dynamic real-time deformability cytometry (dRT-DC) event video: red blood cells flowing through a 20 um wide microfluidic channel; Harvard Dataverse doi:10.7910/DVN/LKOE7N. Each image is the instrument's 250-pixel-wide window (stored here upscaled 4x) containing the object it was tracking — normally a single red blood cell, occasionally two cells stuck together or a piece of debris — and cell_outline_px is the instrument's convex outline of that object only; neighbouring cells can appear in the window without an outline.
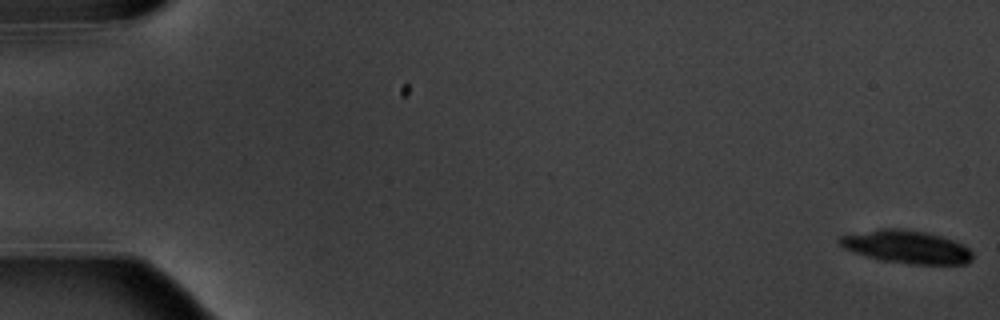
{"species": "common noctule bat (a hibernating species)", "species_latin": "Nyctalus noctula", "temperature_condition": "warm", "stored_images_in_passage": 7, "camera_frame_rate_fps": 3000, "um_per_image_px": 0.085, "animal": {"sex": "male", "body_mass_g": 20.1, "forearm_length_mm": 53.5}, "frame": {"image": 1, "passage_image": 1, "time_ms": 0.0, "image_size_px": [1000, 320], "cell_outline_px": [[972, 260], [964, 264], [908, 264], [880, 260], [864, 256], [852, 252], [844, 248], [836, 240], [840, 236], [880, 228], [900, 228], [924, 232], [940, 236], [964, 244], [972, 252]], "centroid_in_image_um": [77.03, 20.99], "position_along_channel_um": 8.0, "area_um2": 25.61}}
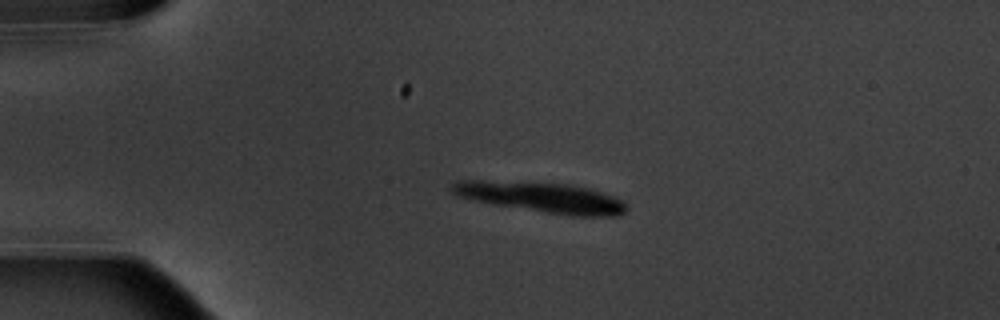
{"frame": {"image": 2, "passage_image": 4, "time_ms": 4.333, "image_size_px": [1000, 320], "cell_outline_px": [[628, 208], [620, 216], [568, 216], [492, 204], [472, 200], [456, 196], [448, 188], [448, 184], [456, 180], [484, 180], [572, 184], [588, 188], [624, 200]], "centroid_in_image_um": [45.98, 16.77], "position_along_channel_um": 39.0, "area_um2": 31.39}}
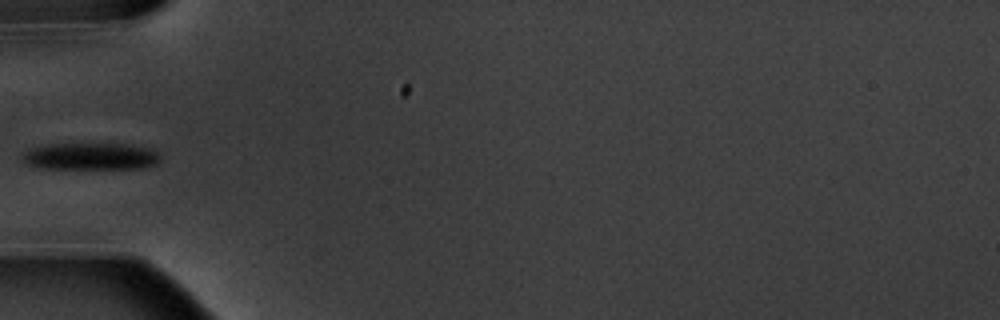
{"frame": {"image": 3, "passage_image": 6, "time_ms": 6.667, "image_size_px": [1000, 320], "cell_outline_px": [[160, 160], [156, 164], [144, 168], [32, 168], [20, 160], [20, 156], [24, 152], [32, 148], [48, 144], [124, 144], [148, 148], [156, 152], [160, 156]], "centroid_in_image_um": [7.63, 13.3], "position_along_channel_um": 77.4, "area_um2": 21.73}}